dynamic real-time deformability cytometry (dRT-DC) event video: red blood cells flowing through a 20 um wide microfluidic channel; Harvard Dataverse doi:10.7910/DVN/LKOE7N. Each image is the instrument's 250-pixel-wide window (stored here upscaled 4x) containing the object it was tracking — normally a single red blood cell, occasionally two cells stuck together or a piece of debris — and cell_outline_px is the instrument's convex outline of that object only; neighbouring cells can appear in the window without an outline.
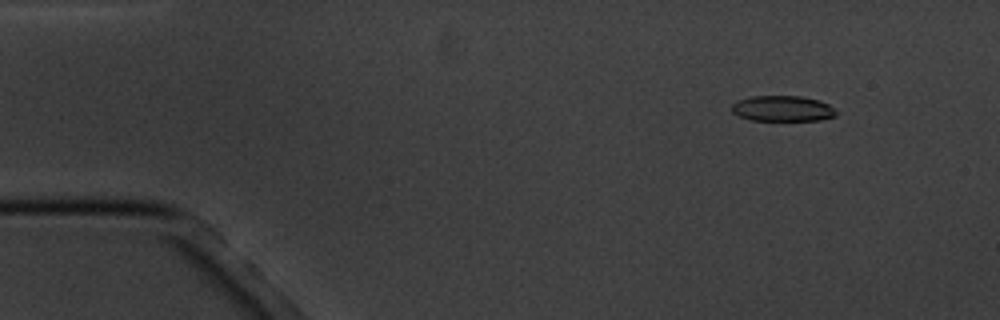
{"species": "common noctule bat (a hibernating species)", "species_latin": "Nyctalus noctula", "temperature_condition": "cold", "stored_images_in_passage": 5, "camera_frame_rate_fps": 3000, "um_per_image_px": 0.085, "animal": {"sex": "male", "body_mass_g": 20.1, "forearm_length_mm": 53.5}, "frame": {"image": 1, "passage_image": 1, "time_ms": 0.0, "image_size_px": [1000, 320], "cell_outline_px": [[836, 116], [820, 120], [752, 120], [740, 116], [732, 112], [732, 104], [736, 100], [752, 96], [800, 96], [820, 100], [828, 104], [836, 112]], "centroid_in_image_um": [66.51, 9.22], "position_along_channel_um": 18.5, "area_um2": 15.55}}